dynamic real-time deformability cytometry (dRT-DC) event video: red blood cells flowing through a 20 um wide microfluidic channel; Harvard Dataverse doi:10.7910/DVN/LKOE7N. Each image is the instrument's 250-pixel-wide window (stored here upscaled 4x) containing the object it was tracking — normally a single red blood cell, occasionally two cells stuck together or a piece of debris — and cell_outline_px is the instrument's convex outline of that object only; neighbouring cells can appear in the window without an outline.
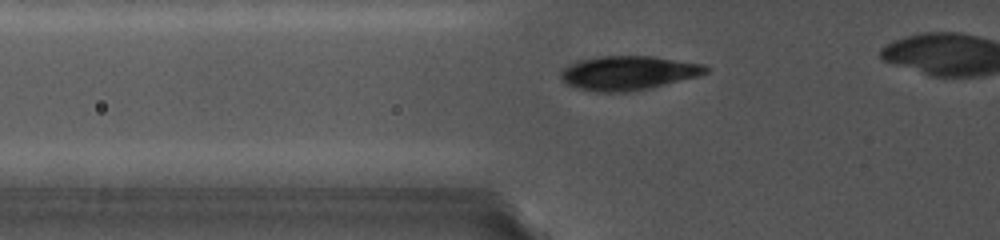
{"species": "common noctule bat (a hibernating species)", "species_latin": "Nyctalus noctula", "temperature_condition": "cold", "stored_images_in_passage": 27, "camera_frame_rate_fps": 5000, "um_per_image_px": 0.085, "animal": {"sex": "female", "body_mass_g": 19.0, "forearm_length_mm": 56.7}, "frame": {"image": 1, "passage_image": 5, "time_ms": 2.6, "image_size_px": [1000, 240], "cell_outline_px": [[712, 68], [708, 72], [700, 76], [652, 88], [628, 92], [596, 92], [576, 88], [568, 84], [560, 76], [560, 72], [568, 64], [580, 60], [600, 56], [652, 56], [704, 64]], "centroid_in_image_um": [53.45, 6.2], "position_along_channel_um": 72.3, "area_um2": 29.13}}
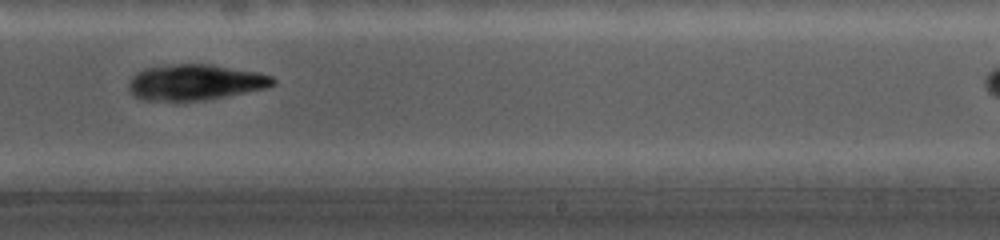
{"frame": {"image": 2, "passage_image": 13, "time_ms": 8.0, "image_size_px": [1000, 240], "cell_outline_px": [[276, 80], [268, 88], [204, 100], [172, 104], [144, 100], [132, 96], [128, 88], [128, 80], [136, 72], [144, 68], [164, 64], [212, 64], [256, 72], [272, 76]], "centroid_in_image_um": [16.48, 7.02], "position_along_channel_um": 272.5, "area_um2": 31.1}}
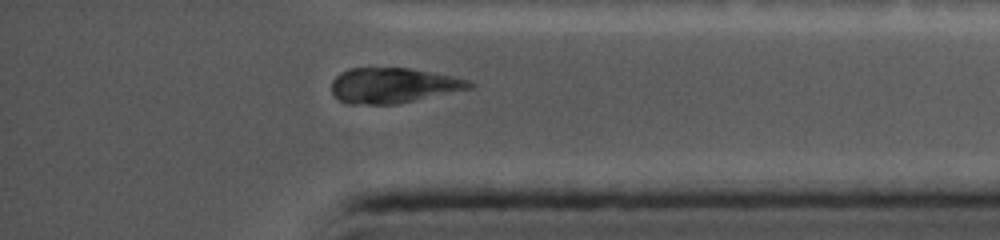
{"frame": {"image": 3, "passage_image": 23, "time_ms": 11.4, "image_size_px": [1000, 240], "cell_outline_px": [[472, 88], [400, 104], [352, 104], [340, 100], [332, 92], [332, 80], [340, 72], [348, 68], [408, 68], [452, 76], [468, 80], [472, 84]], "centroid_in_image_um": [33.41, 7.27], "position_along_channel_um": 401.8, "area_um2": 28.21}}